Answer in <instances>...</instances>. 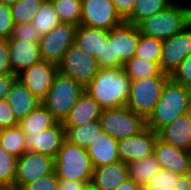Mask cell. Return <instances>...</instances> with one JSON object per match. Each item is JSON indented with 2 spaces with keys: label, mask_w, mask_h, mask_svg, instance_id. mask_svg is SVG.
I'll return each mask as SVG.
<instances>
[{
  "label": "cell",
  "mask_w": 191,
  "mask_h": 190,
  "mask_svg": "<svg viewBox=\"0 0 191 190\" xmlns=\"http://www.w3.org/2000/svg\"><path fill=\"white\" fill-rule=\"evenodd\" d=\"M131 84L124 67H99L84 90L103 109L121 108L128 102Z\"/></svg>",
  "instance_id": "cell-1"
},
{
  "label": "cell",
  "mask_w": 191,
  "mask_h": 190,
  "mask_svg": "<svg viewBox=\"0 0 191 190\" xmlns=\"http://www.w3.org/2000/svg\"><path fill=\"white\" fill-rule=\"evenodd\" d=\"M191 88L172 81L163 86L161 96L152 113L146 119V127L158 133L180 115L190 112Z\"/></svg>",
  "instance_id": "cell-2"
},
{
  "label": "cell",
  "mask_w": 191,
  "mask_h": 190,
  "mask_svg": "<svg viewBox=\"0 0 191 190\" xmlns=\"http://www.w3.org/2000/svg\"><path fill=\"white\" fill-rule=\"evenodd\" d=\"M175 0L165 10L139 22L140 34L159 40L168 39L191 24V5ZM183 2V3H182Z\"/></svg>",
  "instance_id": "cell-3"
},
{
  "label": "cell",
  "mask_w": 191,
  "mask_h": 190,
  "mask_svg": "<svg viewBox=\"0 0 191 190\" xmlns=\"http://www.w3.org/2000/svg\"><path fill=\"white\" fill-rule=\"evenodd\" d=\"M54 171L59 179L91 183L93 165L87 149L65 139L55 158Z\"/></svg>",
  "instance_id": "cell-4"
},
{
  "label": "cell",
  "mask_w": 191,
  "mask_h": 190,
  "mask_svg": "<svg viewBox=\"0 0 191 190\" xmlns=\"http://www.w3.org/2000/svg\"><path fill=\"white\" fill-rule=\"evenodd\" d=\"M83 92L84 87L80 83L58 72L41 104L57 121L63 122Z\"/></svg>",
  "instance_id": "cell-5"
},
{
  "label": "cell",
  "mask_w": 191,
  "mask_h": 190,
  "mask_svg": "<svg viewBox=\"0 0 191 190\" xmlns=\"http://www.w3.org/2000/svg\"><path fill=\"white\" fill-rule=\"evenodd\" d=\"M99 120L102 131L117 141L133 137L146 128V119L126 106L103 109Z\"/></svg>",
  "instance_id": "cell-6"
},
{
  "label": "cell",
  "mask_w": 191,
  "mask_h": 190,
  "mask_svg": "<svg viewBox=\"0 0 191 190\" xmlns=\"http://www.w3.org/2000/svg\"><path fill=\"white\" fill-rule=\"evenodd\" d=\"M168 79L169 76H155L132 80L126 107L147 119L154 110Z\"/></svg>",
  "instance_id": "cell-7"
},
{
  "label": "cell",
  "mask_w": 191,
  "mask_h": 190,
  "mask_svg": "<svg viewBox=\"0 0 191 190\" xmlns=\"http://www.w3.org/2000/svg\"><path fill=\"white\" fill-rule=\"evenodd\" d=\"M99 70L95 57L79 47L72 44L65 52L61 62L58 64V72L71 77L84 88L90 83Z\"/></svg>",
  "instance_id": "cell-8"
},
{
  "label": "cell",
  "mask_w": 191,
  "mask_h": 190,
  "mask_svg": "<svg viewBox=\"0 0 191 190\" xmlns=\"http://www.w3.org/2000/svg\"><path fill=\"white\" fill-rule=\"evenodd\" d=\"M77 26L61 23L41 36L39 50L42 60L58 65L68 48L75 43Z\"/></svg>",
  "instance_id": "cell-9"
},
{
  "label": "cell",
  "mask_w": 191,
  "mask_h": 190,
  "mask_svg": "<svg viewBox=\"0 0 191 190\" xmlns=\"http://www.w3.org/2000/svg\"><path fill=\"white\" fill-rule=\"evenodd\" d=\"M123 22L111 0H82L81 25L109 31Z\"/></svg>",
  "instance_id": "cell-10"
},
{
  "label": "cell",
  "mask_w": 191,
  "mask_h": 190,
  "mask_svg": "<svg viewBox=\"0 0 191 190\" xmlns=\"http://www.w3.org/2000/svg\"><path fill=\"white\" fill-rule=\"evenodd\" d=\"M55 159L38 152H24L16 161L14 184L22 187L54 172Z\"/></svg>",
  "instance_id": "cell-11"
},
{
  "label": "cell",
  "mask_w": 191,
  "mask_h": 190,
  "mask_svg": "<svg viewBox=\"0 0 191 190\" xmlns=\"http://www.w3.org/2000/svg\"><path fill=\"white\" fill-rule=\"evenodd\" d=\"M191 53V24L174 36L162 41L160 69L171 75L177 66Z\"/></svg>",
  "instance_id": "cell-12"
},
{
  "label": "cell",
  "mask_w": 191,
  "mask_h": 190,
  "mask_svg": "<svg viewBox=\"0 0 191 190\" xmlns=\"http://www.w3.org/2000/svg\"><path fill=\"white\" fill-rule=\"evenodd\" d=\"M57 73L58 65L41 59L17 76L30 92L41 101L47 95Z\"/></svg>",
  "instance_id": "cell-13"
},
{
  "label": "cell",
  "mask_w": 191,
  "mask_h": 190,
  "mask_svg": "<svg viewBox=\"0 0 191 190\" xmlns=\"http://www.w3.org/2000/svg\"><path fill=\"white\" fill-rule=\"evenodd\" d=\"M157 138L158 133L146 127L133 137L118 140L117 151L120 161L130 163L153 154Z\"/></svg>",
  "instance_id": "cell-14"
},
{
  "label": "cell",
  "mask_w": 191,
  "mask_h": 190,
  "mask_svg": "<svg viewBox=\"0 0 191 190\" xmlns=\"http://www.w3.org/2000/svg\"><path fill=\"white\" fill-rule=\"evenodd\" d=\"M26 152L34 151L56 158L65 138V128L57 121L52 127L38 133L24 134Z\"/></svg>",
  "instance_id": "cell-15"
},
{
  "label": "cell",
  "mask_w": 191,
  "mask_h": 190,
  "mask_svg": "<svg viewBox=\"0 0 191 190\" xmlns=\"http://www.w3.org/2000/svg\"><path fill=\"white\" fill-rule=\"evenodd\" d=\"M108 39L113 42L114 58H119V67L135 56L139 31L135 25L123 22L108 31Z\"/></svg>",
  "instance_id": "cell-16"
},
{
  "label": "cell",
  "mask_w": 191,
  "mask_h": 190,
  "mask_svg": "<svg viewBox=\"0 0 191 190\" xmlns=\"http://www.w3.org/2000/svg\"><path fill=\"white\" fill-rule=\"evenodd\" d=\"M160 167L175 173L186 174L191 172V152L176 148L156 139L154 152Z\"/></svg>",
  "instance_id": "cell-17"
},
{
  "label": "cell",
  "mask_w": 191,
  "mask_h": 190,
  "mask_svg": "<svg viewBox=\"0 0 191 190\" xmlns=\"http://www.w3.org/2000/svg\"><path fill=\"white\" fill-rule=\"evenodd\" d=\"M7 43L13 74L19 75L22 71L41 60L39 43L15 40L12 37L7 40Z\"/></svg>",
  "instance_id": "cell-18"
},
{
  "label": "cell",
  "mask_w": 191,
  "mask_h": 190,
  "mask_svg": "<svg viewBox=\"0 0 191 190\" xmlns=\"http://www.w3.org/2000/svg\"><path fill=\"white\" fill-rule=\"evenodd\" d=\"M158 138L178 149L191 152V114L180 115L158 132Z\"/></svg>",
  "instance_id": "cell-19"
},
{
  "label": "cell",
  "mask_w": 191,
  "mask_h": 190,
  "mask_svg": "<svg viewBox=\"0 0 191 190\" xmlns=\"http://www.w3.org/2000/svg\"><path fill=\"white\" fill-rule=\"evenodd\" d=\"M117 147L116 139L104 131L97 133L96 138L87 148L93 168L120 161Z\"/></svg>",
  "instance_id": "cell-20"
},
{
  "label": "cell",
  "mask_w": 191,
  "mask_h": 190,
  "mask_svg": "<svg viewBox=\"0 0 191 190\" xmlns=\"http://www.w3.org/2000/svg\"><path fill=\"white\" fill-rule=\"evenodd\" d=\"M103 108L84 90L64 119L63 126H80L99 120Z\"/></svg>",
  "instance_id": "cell-21"
},
{
  "label": "cell",
  "mask_w": 191,
  "mask_h": 190,
  "mask_svg": "<svg viewBox=\"0 0 191 190\" xmlns=\"http://www.w3.org/2000/svg\"><path fill=\"white\" fill-rule=\"evenodd\" d=\"M128 178L127 165L122 161L93 168L91 183L98 190H115Z\"/></svg>",
  "instance_id": "cell-22"
},
{
  "label": "cell",
  "mask_w": 191,
  "mask_h": 190,
  "mask_svg": "<svg viewBox=\"0 0 191 190\" xmlns=\"http://www.w3.org/2000/svg\"><path fill=\"white\" fill-rule=\"evenodd\" d=\"M7 101L18 121L26 117L41 103L19 79L13 83Z\"/></svg>",
  "instance_id": "cell-23"
},
{
  "label": "cell",
  "mask_w": 191,
  "mask_h": 190,
  "mask_svg": "<svg viewBox=\"0 0 191 190\" xmlns=\"http://www.w3.org/2000/svg\"><path fill=\"white\" fill-rule=\"evenodd\" d=\"M108 39V31L79 25L75 32V43L89 53L96 61L102 56L103 44Z\"/></svg>",
  "instance_id": "cell-24"
},
{
  "label": "cell",
  "mask_w": 191,
  "mask_h": 190,
  "mask_svg": "<svg viewBox=\"0 0 191 190\" xmlns=\"http://www.w3.org/2000/svg\"><path fill=\"white\" fill-rule=\"evenodd\" d=\"M126 165L128 178L139 187L146 186L153 175L161 169L154 153L139 161L126 163Z\"/></svg>",
  "instance_id": "cell-25"
},
{
  "label": "cell",
  "mask_w": 191,
  "mask_h": 190,
  "mask_svg": "<svg viewBox=\"0 0 191 190\" xmlns=\"http://www.w3.org/2000/svg\"><path fill=\"white\" fill-rule=\"evenodd\" d=\"M57 120L41 103L26 117L18 121V126L24 134H35L52 127Z\"/></svg>",
  "instance_id": "cell-26"
},
{
  "label": "cell",
  "mask_w": 191,
  "mask_h": 190,
  "mask_svg": "<svg viewBox=\"0 0 191 190\" xmlns=\"http://www.w3.org/2000/svg\"><path fill=\"white\" fill-rule=\"evenodd\" d=\"M64 128L66 140L85 149L96 138L97 133L102 131L100 120H94L80 126H64Z\"/></svg>",
  "instance_id": "cell-27"
},
{
  "label": "cell",
  "mask_w": 191,
  "mask_h": 190,
  "mask_svg": "<svg viewBox=\"0 0 191 190\" xmlns=\"http://www.w3.org/2000/svg\"><path fill=\"white\" fill-rule=\"evenodd\" d=\"M174 0H136L131 14L124 22L137 25L142 20L165 10Z\"/></svg>",
  "instance_id": "cell-28"
},
{
  "label": "cell",
  "mask_w": 191,
  "mask_h": 190,
  "mask_svg": "<svg viewBox=\"0 0 191 190\" xmlns=\"http://www.w3.org/2000/svg\"><path fill=\"white\" fill-rule=\"evenodd\" d=\"M123 67L131 80H138L155 76H169L161 71L158 63L136 56L127 61Z\"/></svg>",
  "instance_id": "cell-29"
},
{
  "label": "cell",
  "mask_w": 191,
  "mask_h": 190,
  "mask_svg": "<svg viewBox=\"0 0 191 190\" xmlns=\"http://www.w3.org/2000/svg\"><path fill=\"white\" fill-rule=\"evenodd\" d=\"M61 24L51 0H44L38 11L34 14L32 25L43 36L48 34L55 26Z\"/></svg>",
  "instance_id": "cell-30"
},
{
  "label": "cell",
  "mask_w": 191,
  "mask_h": 190,
  "mask_svg": "<svg viewBox=\"0 0 191 190\" xmlns=\"http://www.w3.org/2000/svg\"><path fill=\"white\" fill-rule=\"evenodd\" d=\"M0 146L16 158L26 152L25 136L18 125L0 130Z\"/></svg>",
  "instance_id": "cell-31"
},
{
  "label": "cell",
  "mask_w": 191,
  "mask_h": 190,
  "mask_svg": "<svg viewBox=\"0 0 191 190\" xmlns=\"http://www.w3.org/2000/svg\"><path fill=\"white\" fill-rule=\"evenodd\" d=\"M61 23L79 26L82 0H51Z\"/></svg>",
  "instance_id": "cell-32"
},
{
  "label": "cell",
  "mask_w": 191,
  "mask_h": 190,
  "mask_svg": "<svg viewBox=\"0 0 191 190\" xmlns=\"http://www.w3.org/2000/svg\"><path fill=\"white\" fill-rule=\"evenodd\" d=\"M162 40L139 33L135 56L160 64Z\"/></svg>",
  "instance_id": "cell-33"
},
{
  "label": "cell",
  "mask_w": 191,
  "mask_h": 190,
  "mask_svg": "<svg viewBox=\"0 0 191 190\" xmlns=\"http://www.w3.org/2000/svg\"><path fill=\"white\" fill-rule=\"evenodd\" d=\"M44 0H18L10 6L14 25L32 23L34 14L38 11Z\"/></svg>",
  "instance_id": "cell-34"
},
{
  "label": "cell",
  "mask_w": 191,
  "mask_h": 190,
  "mask_svg": "<svg viewBox=\"0 0 191 190\" xmlns=\"http://www.w3.org/2000/svg\"><path fill=\"white\" fill-rule=\"evenodd\" d=\"M178 176V173L161 168L143 187H151L152 190H175Z\"/></svg>",
  "instance_id": "cell-35"
},
{
  "label": "cell",
  "mask_w": 191,
  "mask_h": 190,
  "mask_svg": "<svg viewBox=\"0 0 191 190\" xmlns=\"http://www.w3.org/2000/svg\"><path fill=\"white\" fill-rule=\"evenodd\" d=\"M17 158L0 146V184H14Z\"/></svg>",
  "instance_id": "cell-36"
},
{
  "label": "cell",
  "mask_w": 191,
  "mask_h": 190,
  "mask_svg": "<svg viewBox=\"0 0 191 190\" xmlns=\"http://www.w3.org/2000/svg\"><path fill=\"white\" fill-rule=\"evenodd\" d=\"M169 78L178 84L191 88V53L182 60Z\"/></svg>",
  "instance_id": "cell-37"
},
{
  "label": "cell",
  "mask_w": 191,
  "mask_h": 190,
  "mask_svg": "<svg viewBox=\"0 0 191 190\" xmlns=\"http://www.w3.org/2000/svg\"><path fill=\"white\" fill-rule=\"evenodd\" d=\"M59 178L56 172L38 178L33 182L26 183L21 190H58Z\"/></svg>",
  "instance_id": "cell-38"
},
{
  "label": "cell",
  "mask_w": 191,
  "mask_h": 190,
  "mask_svg": "<svg viewBox=\"0 0 191 190\" xmlns=\"http://www.w3.org/2000/svg\"><path fill=\"white\" fill-rule=\"evenodd\" d=\"M12 38L15 40L29 41L31 43H39L41 35L32 23H22L14 25Z\"/></svg>",
  "instance_id": "cell-39"
},
{
  "label": "cell",
  "mask_w": 191,
  "mask_h": 190,
  "mask_svg": "<svg viewBox=\"0 0 191 190\" xmlns=\"http://www.w3.org/2000/svg\"><path fill=\"white\" fill-rule=\"evenodd\" d=\"M14 23L12 20L10 7L0 4V40H8L12 37Z\"/></svg>",
  "instance_id": "cell-40"
},
{
  "label": "cell",
  "mask_w": 191,
  "mask_h": 190,
  "mask_svg": "<svg viewBox=\"0 0 191 190\" xmlns=\"http://www.w3.org/2000/svg\"><path fill=\"white\" fill-rule=\"evenodd\" d=\"M18 125L14 112L7 99L0 100V130Z\"/></svg>",
  "instance_id": "cell-41"
},
{
  "label": "cell",
  "mask_w": 191,
  "mask_h": 190,
  "mask_svg": "<svg viewBox=\"0 0 191 190\" xmlns=\"http://www.w3.org/2000/svg\"><path fill=\"white\" fill-rule=\"evenodd\" d=\"M99 67H119V58H114L113 42L103 44L102 56L97 60Z\"/></svg>",
  "instance_id": "cell-42"
},
{
  "label": "cell",
  "mask_w": 191,
  "mask_h": 190,
  "mask_svg": "<svg viewBox=\"0 0 191 190\" xmlns=\"http://www.w3.org/2000/svg\"><path fill=\"white\" fill-rule=\"evenodd\" d=\"M13 74L10 65L9 47L7 40H0V76Z\"/></svg>",
  "instance_id": "cell-43"
},
{
  "label": "cell",
  "mask_w": 191,
  "mask_h": 190,
  "mask_svg": "<svg viewBox=\"0 0 191 190\" xmlns=\"http://www.w3.org/2000/svg\"><path fill=\"white\" fill-rule=\"evenodd\" d=\"M117 13L125 20L132 12L136 0H111Z\"/></svg>",
  "instance_id": "cell-44"
},
{
  "label": "cell",
  "mask_w": 191,
  "mask_h": 190,
  "mask_svg": "<svg viewBox=\"0 0 191 190\" xmlns=\"http://www.w3.org/2000/svg\"><path fill=\"white\" fill-rule=\"evenodd\" d=\"M17 79L18 76L15 74L0 76V100L7 99L10 89Z\"/></svg>",
  "instance_id": "cell-45"
},
{
  "label": "cell",
  "mask_w": 191,
  "mask_h": 190,
  "mask_svg": "<svg viewBox=\"0 0 191 190\" xmlns=\"http://www.w3.org/2000/svg\"><path fill=\"white\" fill-rule=\"evenodd\" d=\"M85 185L82 181L59 179L58 190H82Z\"/></svg>",
  "instance_id": "cell-46"
},
{
  "label": "cell",
  "mask_w": 191,
  "mask_h": 190,
  "mask_svg": "<svg viewBox=\"0 0 191 190\" xmlns=\"http://www.w3.org/2000/svg\"><path fill=\"white\" fill-rule=\"evenodd\" d=\"M174 187L175 190H191V172L180 174Z\"/></svg>",
  "instance_id": "cell-47"
},
{
  "label": "cell",
  "mask_w": 191,
  "mask_h": 190,
  "mask_svg": "<svg viewBox=\"0 0 191 190\" xmlns=\"http://www.w3.org/2000/svg\"><path fill=\"white\" fill-rule=\"evenodd\" d=\"M115 190H140V187L136 183H134L131 179L127 178Z\"/></svg>",
  "instance_id": "cell-48"
},
{
  "label": "cell",
  "mask_w": 191,
  "mask_h": 190,
  "mask_svg": "<svg viewBox=\"0 0 191 190\" xmlns=\"http://www.w3.org/2000/svg\"><path fill=\"white\" fill-rule=\"evenodd\" d=\"M0 190H21V188L15 184H0Z\"/></svg>",
  "instance_id": "cell-49"
},
{
  "label": "cell",
  "mask_w": 191,
  "mask_h": 190,
  "mask_svg": "<svg viewBox=\"0 0 191 190\" xmlns=\"http://www.w3.org/2000/svg\"><path fill=\"white\" fill-rule=\"evenodd\" d=\"M18 0H0L1 4H5L7 6H12L15 4Z\"/></svg>",
  "instance_id": "cell-50"
},
{
  "label": "cell",
  "mask_w": 191,
  "mask_h": 190,
  "mask_svg": "<svg viewBox=\"0 0 191 190\" xmlns=\"http://www.w3.org/2000/svg\"><path fill=\"white\" fill-rule=\"evenodd\" d=\"M82 190H98L92 183L86 184Z\"/></svg>",
  "instance_id": "cell-51"
},
{
  "label": "cell",
  "mask_w": 191,
  "mask_h": 190,
  "mask_svg": "<svg viewBox=\"0 0 191 190\" xmlns=\"http://www.w3.org/2000/svg\"><path fill=\"white\" fill-rule=\"evenodd\" d=\"M140 190H152L151 187H140Z\"/></svg>",
  "instance_id": "cell-52"
}]
</instances>
